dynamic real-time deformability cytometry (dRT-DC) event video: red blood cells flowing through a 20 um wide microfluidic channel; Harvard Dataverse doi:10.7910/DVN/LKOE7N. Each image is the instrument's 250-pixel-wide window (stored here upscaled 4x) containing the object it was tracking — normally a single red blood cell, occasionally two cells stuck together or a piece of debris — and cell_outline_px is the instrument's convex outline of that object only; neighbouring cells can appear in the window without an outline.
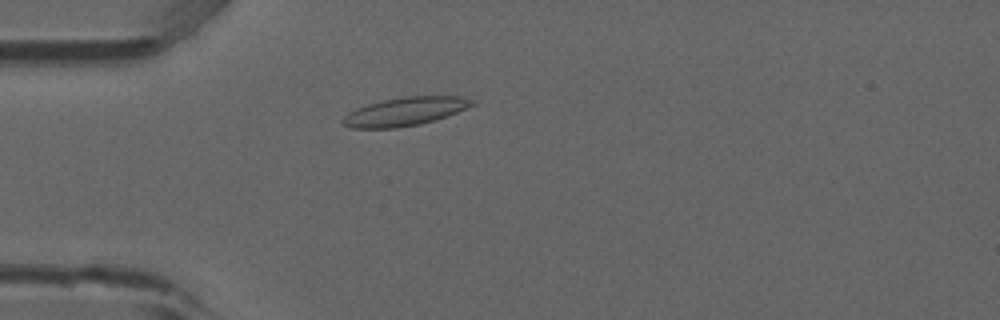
{"species": "common noctule bat (a hibernating species)", "species_latin": "Nyctalus noctula", "temperature_condition": "room temperature", "stored_images_in_passage": 45, "camera_frame_rate_fps": 3000, "um_per_image_px": 0.085, "animal": {"sex": "male", "forearm_length_mm": 52.5}, "frame": {"image": 1, "passage_image": 7, "time_ms": 2.0, "image_size_px": [1000, 320], "cell_outline_px": [[476, 104], [456, 112], [420, 124], [396, 128], [352, 128], [344, 124], [340, 120], [348, 112], [356, 108], [368, 104], [384, 100], [404, 96], [464, 96], [476, 100]], "centroid_in_image_um": [34.43, 9.47], "position_along_channel_um": 50.6, "area_um2": 21.33}}
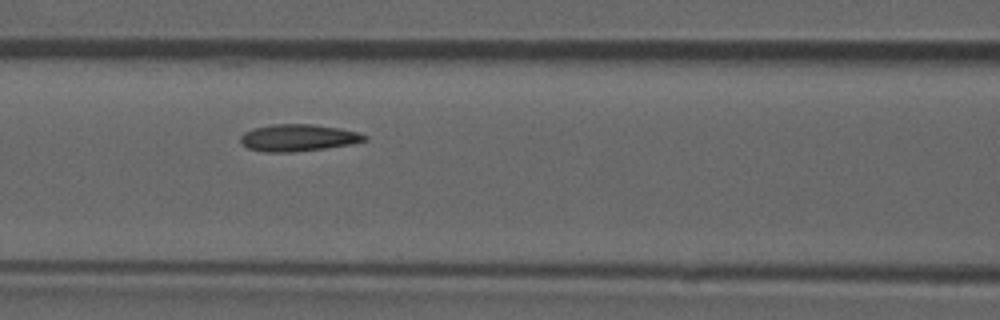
{"frame": {"image": 2, "passage_image": 15, "time_ms": 4.667, "image_size_px": [1000, 320], "cell_outline_px": [[368, 140], [352, 144], [324, 148], [292, 152], [264, 152], [248, 148], [240, 140], [240, 136], [244, 132], [252, 128], [272, 124], [312, 124], [340, 128], [356, 132], [368, 136]], "centroid_in_image_um": [25.34, 11.7], "position_along_channel_um": 141.3, "area_um2": 19.48}}
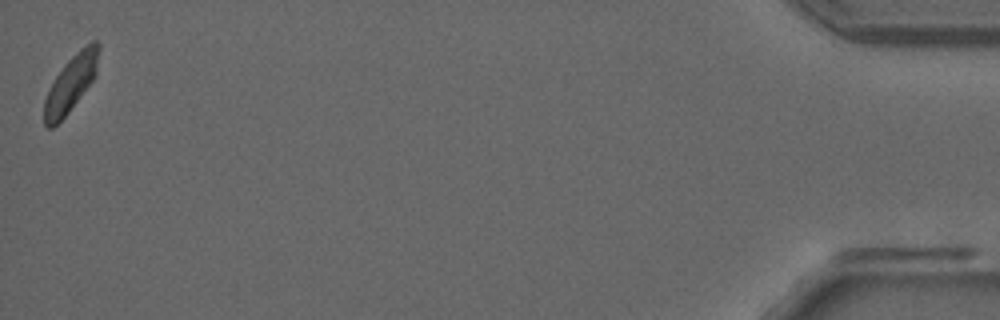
{"frame": {"image": 3, "passage_image": 45, "time_ms": 14.667, "image_size_px": [1000, 320], "cell_outline_px": [[100, 48], [96, 72], [92, 80], [68, 112], [52, 128], [48, 128], [44, 124], [44, 100], [56, 76], [64, 64], [80, 48], [92, 40], [96, 40], [100, 44]], "centroid_in_image_um": [6.03, 7.05], "position_along_channel_um": 429.2, "area_um2": 17.46}, "authors_computed_cell_mechanics": {"area_um2": 18.8428, "velocity_mm_per_s": 3.8562, "shape_relaxation_time_tau1_ms": 5.4365, "shape_relaxation_time_tau2_ms": 5.7033, "deformation_change_tau1": 0.124, "deformation_change_tau2": 0.1148}}